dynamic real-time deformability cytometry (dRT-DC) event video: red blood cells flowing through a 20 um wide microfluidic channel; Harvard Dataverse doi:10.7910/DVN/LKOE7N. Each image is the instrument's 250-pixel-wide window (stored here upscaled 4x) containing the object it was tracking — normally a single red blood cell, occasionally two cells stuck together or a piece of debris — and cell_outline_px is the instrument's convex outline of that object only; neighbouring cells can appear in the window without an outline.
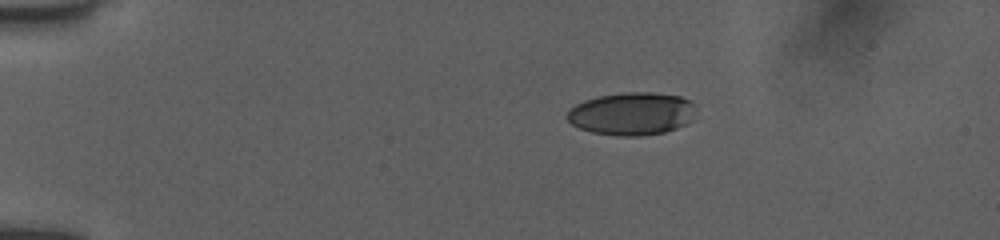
{"species": "human", "species_latin": "Homo sapiens", "temperature_condition": "room temperature", "stored_images_in_passage": 14, "camera_frame_rate_fps": 3000, "um_per_image_px": 0.085, "donor": {"sex": "female"}, "frame": {"image": 1, "passage_image": 1, "time_ms": 0.0, "image_size_px": [1000, 240], "cell_outline_px": [[692, 120], [688, 124], [664, 132], [640, 136], [616, 136], [592, 132], [580, 128], [572, 124], [568, 120], [568, 112], [576, 104], [584, 100], [600, 96], [628, 92], [652, 92], [680, 96], [688, 100], [692, 104]], "centroid_in_image_um": [53.7, 9.67], "position_along_channel_um": 31.3, "area_um2": 31.79}}
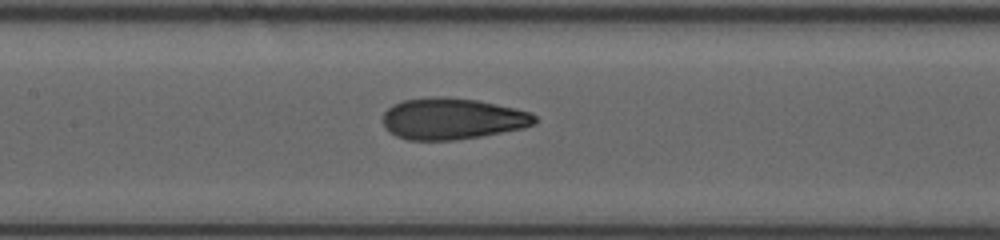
{"frame": {"image": 2, "passage_image": 10, "time_ms": 5.333, "image_size_px": [1000, 240], "cell_outline_px": [[536, 124], [524, 128], [480, 136], [456, 140], [408, 140], [396, 136], [388, 132], [384, 128], [384, 112], [392, 104], [404, 100], [432, 96], [444, 96], [476, 100], [516, 108], [532, 112], [536, 116]], "centroid_in_image_um": [38.44, 10.09], "position_along_channel_um": 169.0, "area_um2": 36.88}}
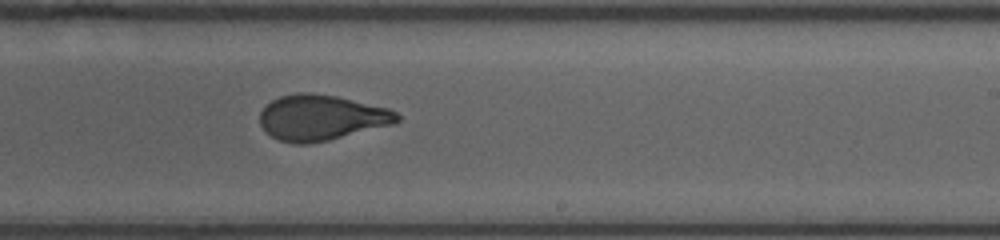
{"frame": {"image": 3, "passage_image": 14, "time_ms": 7.667, "image_size_px": [1000, 240], "cell_outline_px": [[400, 120], [392, 124], [328, 140], [308, 144], [292, 144], [280, 140], [272, 136], [260, 124], [260, 112], [272, 100], [280, 96], [296, 92], [308, 92], [336, 96], [388, 108], [396, 112], [400, 116]], "centroid_in_image_um": [27.3, 9.99], "position_along_channel_um": 261.7, "area_um2": 36.13}}